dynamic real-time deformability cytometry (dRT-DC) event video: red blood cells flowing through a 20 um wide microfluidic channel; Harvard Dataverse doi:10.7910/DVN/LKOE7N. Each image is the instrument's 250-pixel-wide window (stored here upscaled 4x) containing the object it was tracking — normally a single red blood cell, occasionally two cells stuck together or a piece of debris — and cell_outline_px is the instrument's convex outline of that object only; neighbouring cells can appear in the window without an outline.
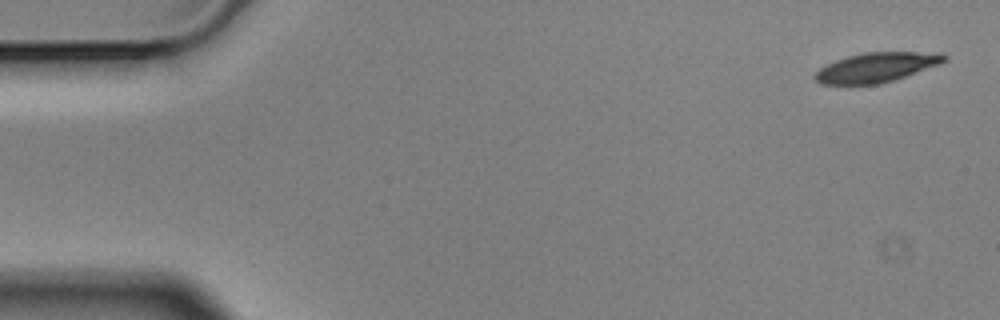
{"species": "Egyptian fruit bat (a non-hibernating species)", "species_latin": "Rousettus aegyptiacus", "temperature_condition": "cold", "stored_images_in_passage": 6, "segment_of_instrument_passage": [2, 2], "camera_frame_rate_fps": 3000, "um_per_image_px": 0.085, "animal": {"sex": "male"}, "frame": {"image": 1, "passage_image": 6, "time_ms": 1.667, "image_size_px": [1000, 320], "cell_outline_px": [[948, 60], [940, 64], [880, 84], [820, 84], [812, 76], [820, 68], [836, 60], [848, 56], [864, 52], [944, 52], [948, 56]], "centroid_in_image_um": [74.53, 5.71], "position_along_channel_um": 10.5, "area_um2": 22.25}}